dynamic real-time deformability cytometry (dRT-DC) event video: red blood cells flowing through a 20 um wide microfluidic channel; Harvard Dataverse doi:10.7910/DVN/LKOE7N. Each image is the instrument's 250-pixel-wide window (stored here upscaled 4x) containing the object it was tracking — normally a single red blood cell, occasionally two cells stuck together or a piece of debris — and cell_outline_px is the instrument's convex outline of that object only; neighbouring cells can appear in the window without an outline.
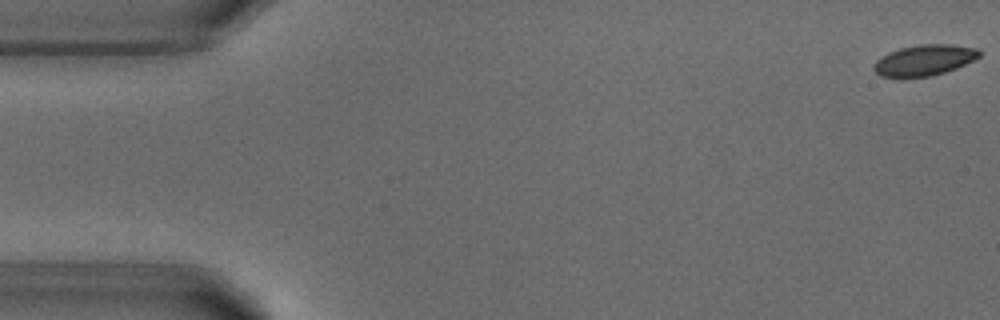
{"species": "common noctule bat (a hibernating species)", "species_latin": "Nyctalus noctula", "temperature_condition": "warm", "stored_images_in_passage": 53, "camera_frame_rate_fps": 3000, "um_per_image_px": 0.085, "animal": {"sex": "male", "body_mass_g": 18.8}, "frame": {"image": 1, "passage_image": 1, "time_ms": 0.0, "image_size_px": [1000, 320], "cell_outline_px": [[980, 56], [956, 68], [944, 72], [928, 76], [904, 80], [880, 76], [872, 68], [872, 64], [880, 56], [888, 52], [900, 48], [920, 44], [952, 44], [980, 48]], "centroid_in_image_um": [78.49, 5.14], "position_along_channel_um": 6.5, "area_um2": 19.54}}
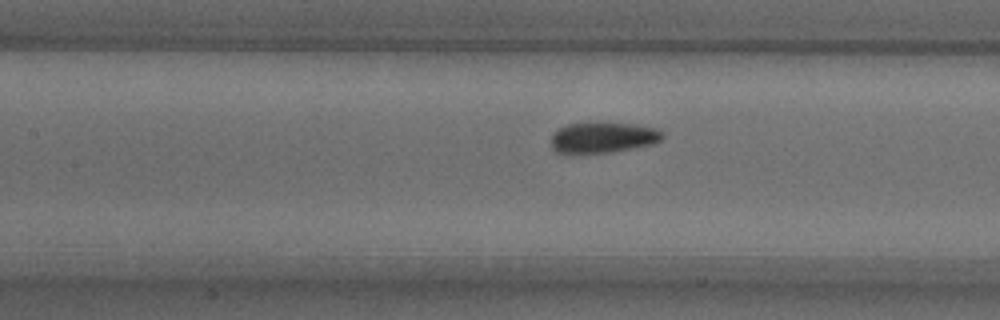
{"frame": {"image": 2, "passage_image": 23, "time_ms": 7.333, "image_size_px": [1000, 320], "cell_outline_px": [[664, 136], [660, 140], [652, 144], [612, 152], [556, 152], [552, 148], [552, 132], [568, 124], [600, 120], [632, 124], [660, 128], [664, 132]], "centroid_in_image_um": [51.29, 11.63], "position_along_channel_um": 156.1, "area_um2": 20.35}}
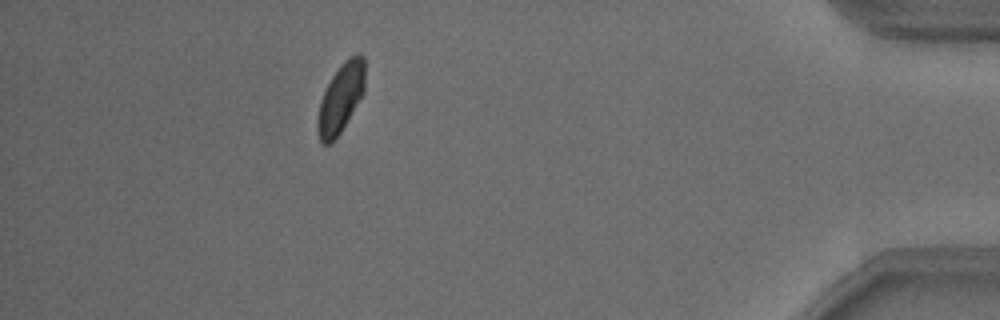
{"frame": {"image": 3, "passage_image": 47, "time_ms": 15.333, "image_size_px": [1000, 320], "cell_outline_px": [[364, 92], [340, 132], [328, 144], [324, 144], [320, 140], [316, 132], [316, 120], [320, 100], [332, 76], [340, 64], [348, 56], [356, 52], [360, 52], [364, 56]], "centroid_in_image_um": [28.95, 8.28], "position_along_channel_um": 406.2, "area_um2": 19.07}, "authors_computed_cell_mechanics": {"area_um2": 20.0566, "velocity_mm_per_s": 3.8286, "shape_relaxation_time_tau1_ms": 2.929, "shape_relaxation_time_tau2_ms": null, "deformation_change_tau1": 0.0855, "deformation_change_tau2": null}}